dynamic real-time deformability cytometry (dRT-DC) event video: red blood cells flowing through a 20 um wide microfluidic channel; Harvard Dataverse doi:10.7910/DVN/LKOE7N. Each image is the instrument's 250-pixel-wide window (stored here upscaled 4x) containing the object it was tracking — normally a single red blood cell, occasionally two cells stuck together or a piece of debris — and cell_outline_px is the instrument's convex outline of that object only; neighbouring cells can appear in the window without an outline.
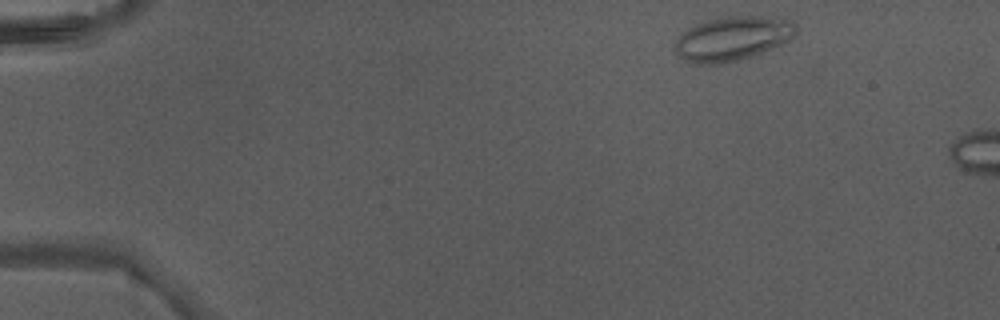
{"species": "Egyptian fruit bat (a non-hibernating species)", "species_latin": "Rousettus aegyptiacus", "temperature_condition": "warm", "stored_images_in_passage": 2, "camera_frame_rate_fps": 3000, "um_per_image_px": 0.085, "animal": {"sex": "male"}, "frame": {"image": 1, "passage_image": 2, "time_ms": 0.333, "image_size_px": [1000, 320], "cell_outline_px": [[796, 36], [784, 44], [752, 56], [740, 60], [720, 64], [688, 64], [676, 52], [676, 40], [688, 28], [696, 24], [708, 20], [728, 16], [760, 16], [792, 20], [796, 24]], "centroid_in_image_um": [62.3, 3.29], "position_along_channel_um": 22.7, "area_um2": 31.39}}